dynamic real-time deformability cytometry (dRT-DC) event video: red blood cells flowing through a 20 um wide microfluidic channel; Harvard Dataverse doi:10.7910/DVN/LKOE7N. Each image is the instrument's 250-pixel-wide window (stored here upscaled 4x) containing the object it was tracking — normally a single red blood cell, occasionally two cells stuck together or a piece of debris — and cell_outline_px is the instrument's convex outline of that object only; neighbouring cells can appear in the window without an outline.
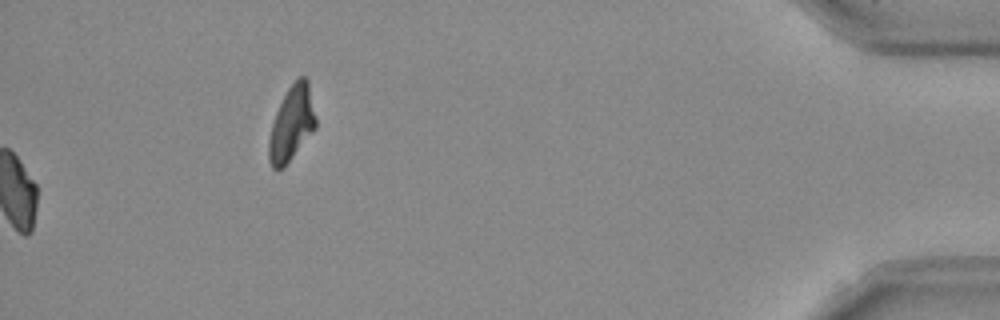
{"species": "Egyptian fruit bat (a non-hibernating species)", "species_latin": "Rousettus aegyptiacus", "temperature_condition": "room temperature", "stored_images_in_passage": 51, "camera_frame_rate_fps": 3000, "um_per_image_px": 0.085, "frame": {"image": 1, "passage_image": 51, "time_ms": 16.667, "image_size_px": [1000, 320], "cell_outline_px": [[316, 128], [284, 168], [276, 172], [272, 168], [268, 160], [268, 140], [272, 124], [276, 112], [288, 88], [300, 76], [304, 76], [308, 80], [316, 116]], "centroid_in_image_um": [24.78, 10.56], "position_along_channel_um": 410.4, "area_um2": 20.58}, "authors_computed_cell_mechanics": {"area_um2": 19.941, "velocity_mm_per_s": 3.9515, "shape_relaxation_time_tau1_ms": null, "shape_relaxation_time_tau2_ms": 4.7314, "deformation_change_tau1": null, "deformation_change_tau2": 0.0825}}